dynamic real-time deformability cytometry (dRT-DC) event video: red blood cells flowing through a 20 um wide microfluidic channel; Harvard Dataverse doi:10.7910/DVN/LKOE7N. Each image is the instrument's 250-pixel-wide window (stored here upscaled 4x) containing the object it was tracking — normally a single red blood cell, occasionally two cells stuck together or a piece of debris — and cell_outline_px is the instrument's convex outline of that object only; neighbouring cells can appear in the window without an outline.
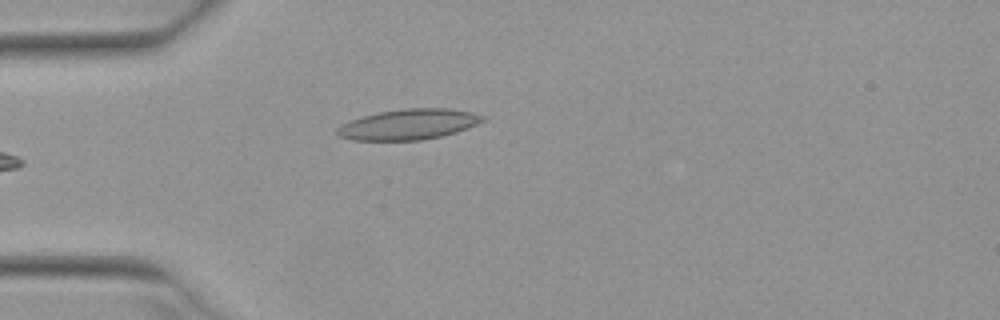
{"species": "Egyptian fruit bat (a non-hibernating species)", "species_latin": "Rousettus aegyptiacus", "temperature_condition": "warm", "stored_images_in_passage": 36, "camera_frame_rate_fps": 3000, "um_per_image_px": 0.085, "animal": {"sex": "female"}, "frame": {"image": 1, "passage_image": 2, "time_ms": 0.333, "image_size_px": [1000, 320], "cell_outline_px": [[488, 116], [484, 120], [476, 124], [456, 132], [440, 136], [420, 140], [352, 140], [340, 136], [336, 132], [336, 128], [340, 124], [360, 116], [380, 112], [404, 108], [448, 108], [472, 112]], "centroid_in_image_um": [34.72, 10.56], "position_along_channel_um": 50.3, "area_um2": 25.89}}
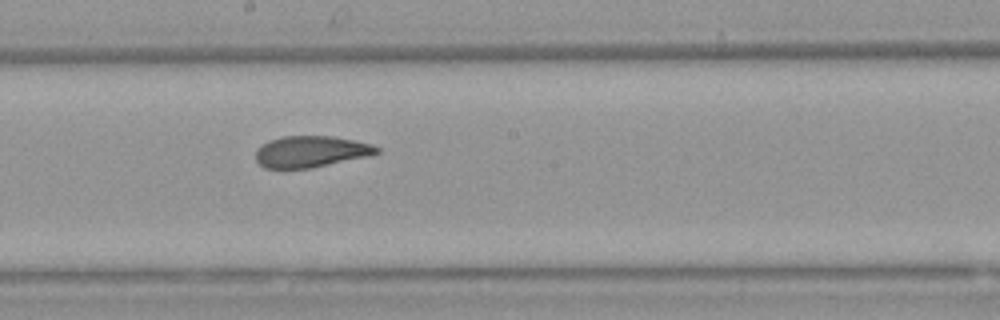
{"frame": {"image": 2, "passage_image": 16, "time_ms": 5.0, "image_size_px": [1000, 320], "cell_outline_px": [[380, 152], [372, 156], [312, 168], [264, 168], [256, 160], [256, 148], [260, 144], [268, 140], [280, 136], [332, 136], [372, 144], [380, 148]], "centroid_in_image_um": [26.43, 12.88], "position_along_channel_um": 221.8, "area_um2": 22.48}}
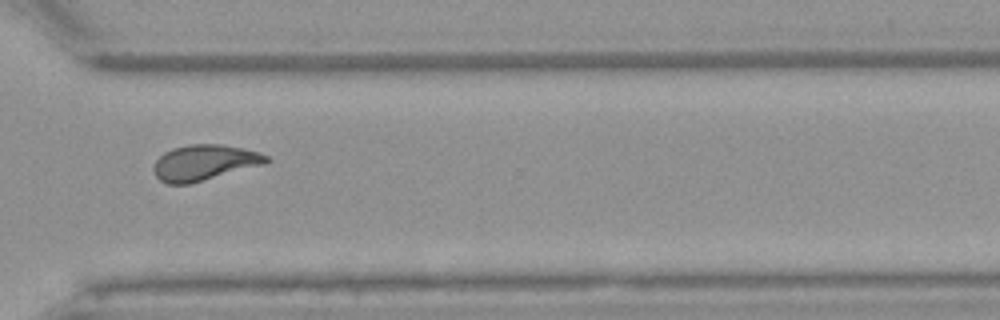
{"frame": {"image": 3, "passage_image": 26, "time_ms": 8.333, "image_size_px": [1000, 320], "cell_outline_px": [[272, 160], [264, 164], [188, 184], [168, 184], [160, 180], [156, 176], [152, 168], [156, 160], [164, 152], [172, 148], [188, 144], [220, 144], [244, 148], [260, 152], [268, 156]], "centroid_in_image_um": [17.37, 13.81], "position_along_channel_um": 353.2, "area_um2": 23.41}, "authors_computed_cell_mechanics": {"area_um2": 22.7732, "velocity_mm_per_s": 3.9399, "shape_relaxation_time_tau1_ms": 7.66, "shape_relaxation_time_tau2_ms": 1.5546, "deformation_change_tau1": 0.2029, "deformation_change_tau2": 0.0923}}